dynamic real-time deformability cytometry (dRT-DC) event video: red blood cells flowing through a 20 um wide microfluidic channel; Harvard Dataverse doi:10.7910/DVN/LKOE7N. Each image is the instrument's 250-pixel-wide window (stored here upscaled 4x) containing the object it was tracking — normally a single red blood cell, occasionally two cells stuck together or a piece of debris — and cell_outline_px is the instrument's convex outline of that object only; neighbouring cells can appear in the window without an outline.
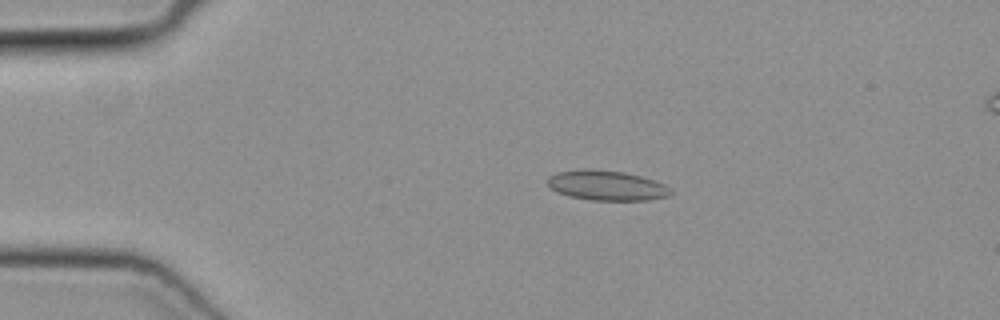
{"species": "common noctule bat (a hibernating species)", "species_latin": "Nyctalus noctula", "temperature_condition": "cold", "stored_images_in_passage": 42, "camera_frame_rate_fps": 3000, "um_per_image_px": 0.085, "animal": {"sex": "female", "body_mass_g": 19.3, "forearm_length_mm": 54.1}, "frame": {"image": 1, "passage_image": 3, "time_ms": 0.667, "image_size_px": [1000, 320], "cell_outline_px": [[672, 192], [668, 196], [648, 200], [592, 200], [568, 196], [552, 188], [548, 184], [548, 176], [556, 172], [580, 168], [592, 168], [624, 172], [640, 176], [664, 184], [672, 188]], "centroid_in_image_um": [51.56, 15.75], "position_along_channel_um": 33.4, "area_um2": 21.56}}
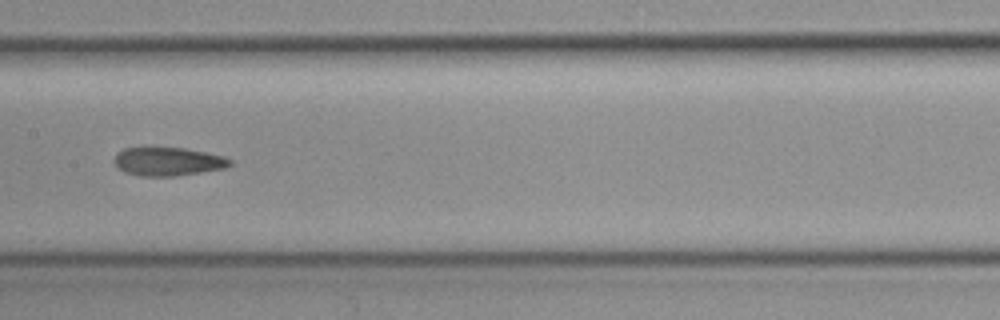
{"frame": {"image": 2, "passage_image": 18, "time_ms": 5.667, "image_size_px": [1000, 320], "cell_outline_px": [[232, 164], [224, 168], [176, 176], [140, 176], [124, 172], [112, 160], [116, 152], [124, 148], [184, 148], [224, 156], [232, 160]], "centroid_in_image_um": [14.25, 13.73], "position_along_channel_um": 193.1, "area_um2": 19.13}}
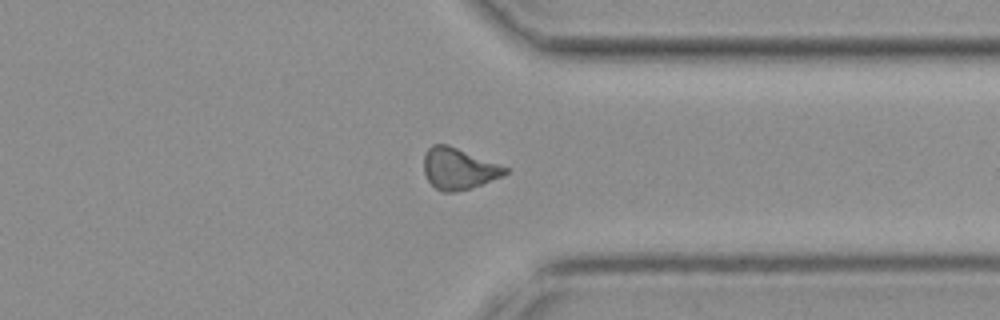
{"frame": {"image": 3, "passage_image": 31, "time_ms": 10.0, "image_size_px": [1000, 320], "cell_outline_px": [[508, 172], [504, 176], [468, 188], [452, 192], [444, 192], [436, 188], [428, 180], [424, 172], [424, 156], [428, 148], [432, 144], [448, 144], [508, 168]], "centroid_in_image_um": [38.96, 14.32], "position_along_channel_um": 372.4, "area_um2": 19.25}}